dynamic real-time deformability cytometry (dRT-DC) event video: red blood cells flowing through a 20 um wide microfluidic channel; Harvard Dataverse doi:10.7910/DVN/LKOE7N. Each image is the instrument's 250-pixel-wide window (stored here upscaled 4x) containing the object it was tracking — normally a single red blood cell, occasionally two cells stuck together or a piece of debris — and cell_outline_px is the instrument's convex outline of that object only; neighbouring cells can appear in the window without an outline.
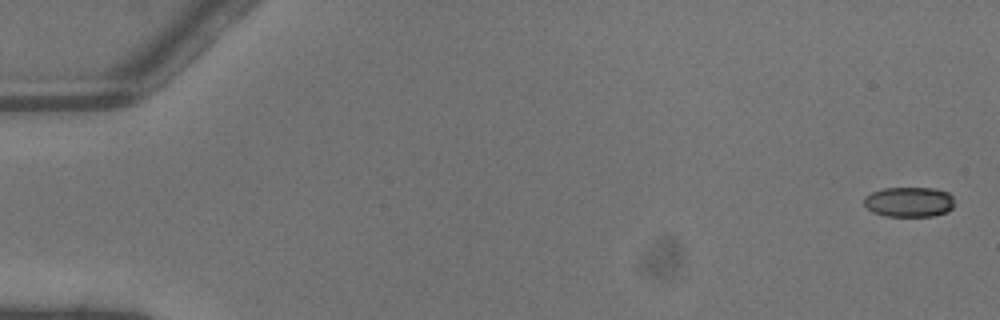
{"species": "common noctule bat (a hibernating species)", "species_latin": "Nyctalus noctula", "temperature_condition": "warm", "stored_images_in_passage": 6, "camera_frame_rate_fps": 3000, "um_per_image_px": 0.085, "animal": {"sex": "male", "body_mass_g": 13.3}, "frame": {"image": 1, "passage_image": 1, "time_ms": 0.0, "image_size_px": [1000, 320], "cell_outline_px": [[952, 208], [948, 212], [936, 216], [884, 216], [872, 212], [864, 204], [864, 196], [872, 192], [884, 188], [936, 188], [948, 192], [952, 196]], "centroid_in_image_um": [77.27, 17.17], "position_along_channel_um": 7.7, "area_um2": 15.95}}
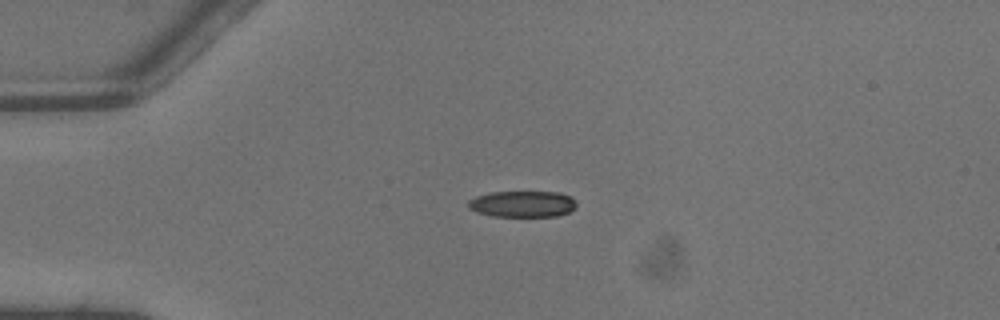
{"frame": {"image": 2, "passage_image": 4, "time_ms": 1.0, "image_size_px": [1000, 320], "cell_outline_px": [[576, 208], [568, 212], [556, 216], [492, 216], [476, 212], [468, 208], [468, 200], [476, 196], [492, 192], [560, 192], [576, 200]], "centroid_in_image_um": [44.4, 17.34], "position_along_channel_um": 40.6, "area_um2": 16.59}}
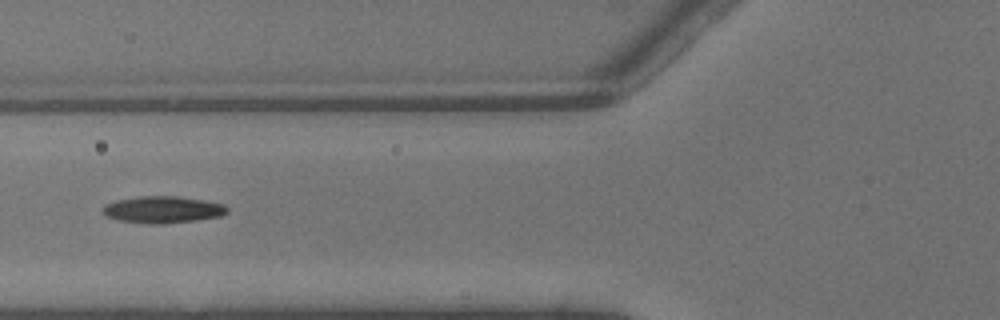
{"frame": {"image": 3, "passage_image": 6, "time_ms": 1.667, "image_size_px": [1000, 320], "cell_outline_px": [[228, 212], [220, 216], [196, 220], [164, 224], [148, 224], [116, 220], [104, 216], [100, 212], [100, 208], [104, 204], [116, 200], [136, 196], [176, 196], [204, 200], [224, 204], [228, 208]], "centroid_in_image_um": [13.75, 17.82], "position_along_channel_um": 112.1, "area_um2": 19.88}}